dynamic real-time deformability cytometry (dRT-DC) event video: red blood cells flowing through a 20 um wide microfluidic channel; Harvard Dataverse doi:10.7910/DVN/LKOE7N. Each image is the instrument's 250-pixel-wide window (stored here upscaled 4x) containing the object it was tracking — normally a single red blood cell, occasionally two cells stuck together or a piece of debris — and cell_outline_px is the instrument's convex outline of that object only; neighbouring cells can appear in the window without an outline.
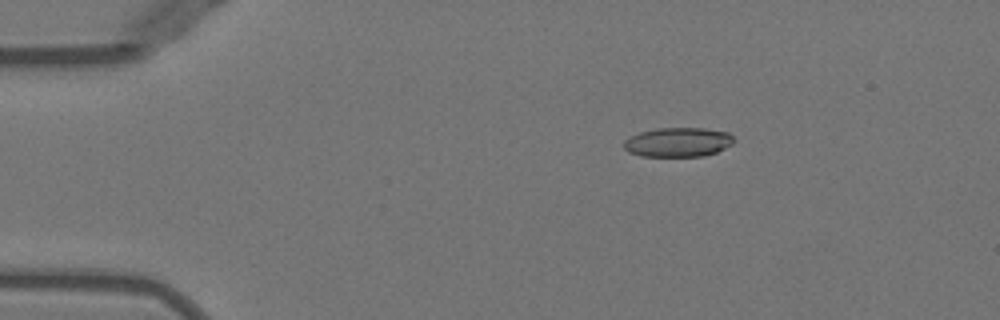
{"species": "Egyptian fruit bat (a non-hibernating species)", "species_latin": "Rousettus aegyptiacus", "temperature_condition": "warm", "stored_images_in_passage": 47, "camera_frame_rate_fps": 3000, "um_per_image_px": 0.085, "animal": {"sex": "female"}, "frame": {"image": 1, "passage_image": 5, "time_ms": 1.333, "image_size_px": [1000, 320], "cell_outline_px": [[732, 144], [716, 152], [704, 156], [640, 156], [628, 152], [624, 148], [624, 140], [640, 132], [656, 128], [704, 128], [728, 132], [732, 136]], "centroid_in_image_um": [57.61, 12.08], "position_along_channel_um": 27.4, "area_um2": 18.73}}
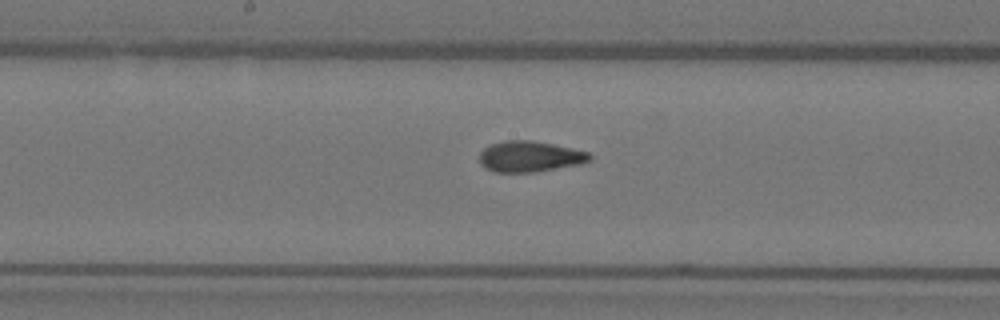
{"frame": {"image": 2, "passage_image": 23, "time_ms": 7.333, "image_size_px": [1000, 320], "cell_outline_px": [[592, 160], [580, 164], [536, 172], [492, 172], [484, 168], [480, 164], [480, 152], [484, 148], [492, 144], [504, 140], [532, 140], [572, 148], [588, 152], [592, 156]], "centroid_in_image_um": [45.02, 13.31], "position_along_channel_um": 203.2, "area_um2": 19.94}}
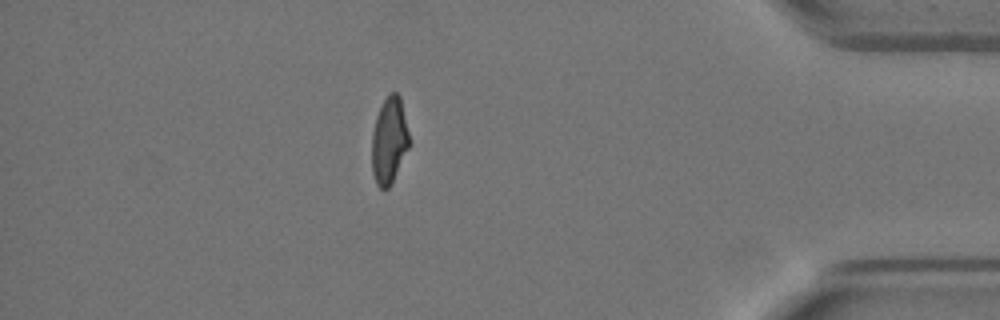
{"frame": {"image": 3, "passage_image": 41, "time_ms": 13.333, "image_size_px": [1000, 320], "cell_outline_px": [[408, 148], [388, 188], [384, 192], [376, 184], [372, 172], [372, 132], [376, 116], [388, 92], [396, 92], [400, 96], [408, 132]], "centroid_in_image_um": [33.05, 11.94], "position_along_channel_um": 402.2, "area_um2": 18.55}, "authors_computed_cell_mechanics": {"area_um2": 19.5942, "velocity_mm_per_s": 3.9984, "shape_relaxation_time_tau1_ms": null, "shape_relaxation_time_tau2_ms": 1.3358, "deformation_change_tau1": null, "deformation_change_tau2": 0.0779}}